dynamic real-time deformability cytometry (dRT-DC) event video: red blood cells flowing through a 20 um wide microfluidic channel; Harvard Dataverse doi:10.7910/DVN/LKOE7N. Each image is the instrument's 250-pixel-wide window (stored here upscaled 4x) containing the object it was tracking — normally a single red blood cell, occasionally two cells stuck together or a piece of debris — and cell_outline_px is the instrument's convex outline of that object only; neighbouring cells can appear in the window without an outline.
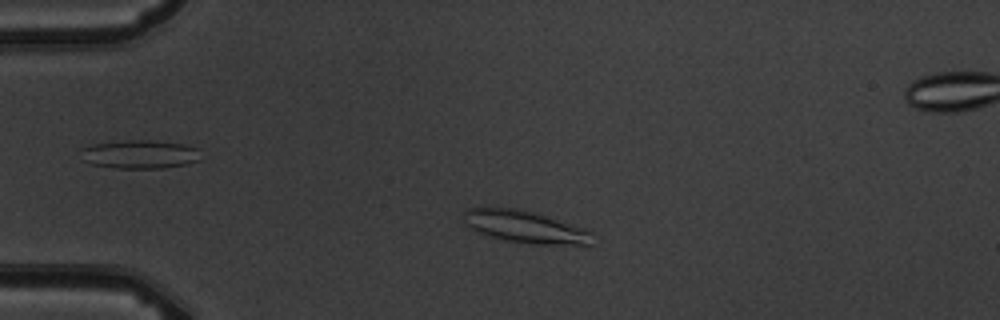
{"species": "common noctule bat (a hibernating species)", "species_latin": "Nyctalus noctula", "temperature_condition": "warm", "stored_images_in_passage": 4, "camera_frame_rate_fps": 3000, "um_per_image_px": 0.085, "animal": {"sex": "male", "body_mass_g": 19.5, "forearm_length_mm": 54.6}, "frame": {"image": 1, "passage_image": 2, "time_ms": 1.333, "image_size_px": [1000, 320], "cell_outline_px": [[592, 244], [536, 244], [504, 240], [488, 236], [464, 224], [460, 220], [464, 208], [516, 208], [536, 212], [584, 228], [592, 232]], "centroid_in_image_um": [44.57, 19.26], "position_along_channel_um": 40.4, "area_um2": 24.22}}